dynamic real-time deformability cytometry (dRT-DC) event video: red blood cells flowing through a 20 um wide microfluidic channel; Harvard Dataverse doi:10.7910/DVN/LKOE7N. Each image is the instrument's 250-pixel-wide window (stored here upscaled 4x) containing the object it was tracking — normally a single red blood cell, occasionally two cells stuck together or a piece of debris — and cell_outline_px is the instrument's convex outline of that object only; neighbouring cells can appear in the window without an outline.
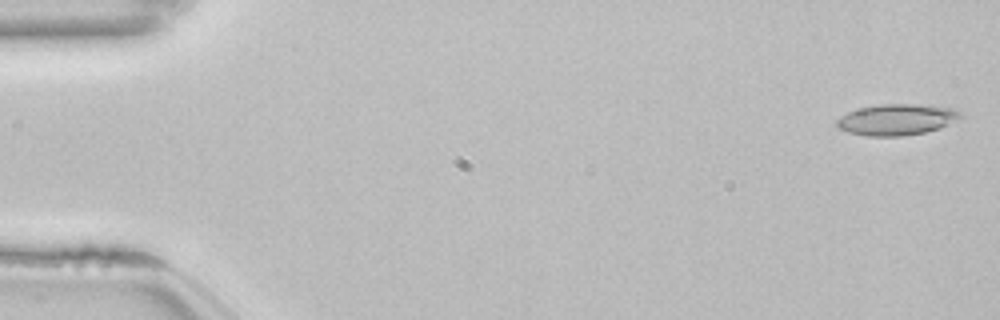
{"species": "common noctule bat (a hibernating species)", "species_latin": "Nyctalus noctula", "temperature_condition": "room temperature", "stored_images_in_passage": 53, "camera_frame_rate_fps": 3000, "um_per_image_px": 0.085, "animal": {"sex": "female", "body_mass_g": 22.7, "forearm_length_mm": 54.2}, "frame": {"image": 1, "passage_image": 1, "time_ms": 0.0, "image_size_px": [1000, 320], "cell_outline_px": [[964, 116], [940, 128], [924, 132], [900, 136], [868, 136], [848, 132], [840, 128], [836, 124], [836, 120], [840, 116], [848, 112], [860, 108], [880, 104], [920, 104], [952, 108], [960, 112]], "centroid_in_image_um": [76.22, 10.16], "position_along_channel_um": 8.8, "area_um2": 22.31}}
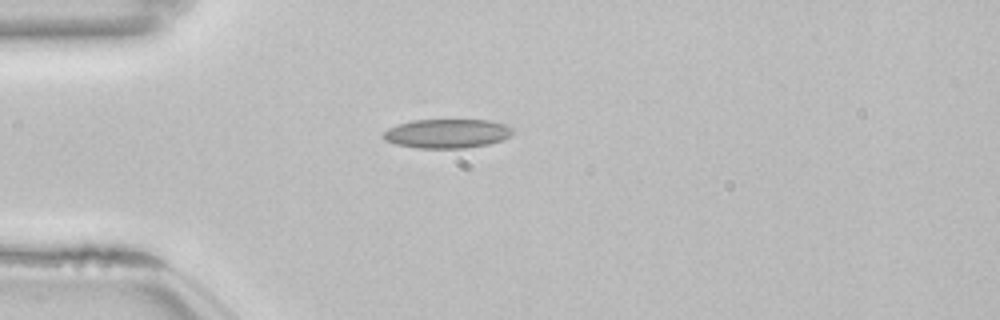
{"frame": {"image": 2, "passage_image": 14, "time_ms": 4.333, "image_size_px": [1000, 320], "cell_outline_px": [[512, 132], [508, 136], [500, 140], [488, 144], [464, 148], [416, 148], [396, 144], [384, 140], [384, 132], [388, 128], [396, 124], [412, 120], [488, 120], [504, 124], [512, 128]], "centroid_in_image_um": [37.95, 11.35], "position_along_channel_um": 47.1, "area_um2": 21.79}}
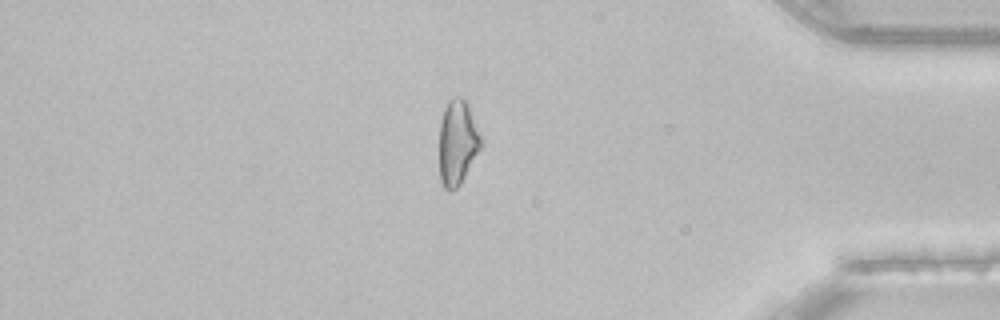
{"frame": {"image": 3, "passage_image": 45, "time_ms": 14.667, "image_size_px": [1000, 320], "cell_outline_px": [[484, 144], [460, 184], [456, 188], [448, 192], [444, 188], [440, 180], [440, 120], [444, 108], [448, 100], [456, 96], [464, 96], [468, 100], [484, 136]], "centroid_in_image_um": [38.95, 12.03], "position_along_channel_um": 396.2, "area_um2": 21.62}, "authors_computed_cell_mechanics": {"area_um2": 21.097, "velocity_mm_per_s": 3.8591, "shape_relaxation_time_tau1_ms": 8.4208, "shape_relaxation_time_tau2_ms": 2.6882, "deformation_change_tau1": 0.1505, "deformation_change_tau2": 0.0905}}